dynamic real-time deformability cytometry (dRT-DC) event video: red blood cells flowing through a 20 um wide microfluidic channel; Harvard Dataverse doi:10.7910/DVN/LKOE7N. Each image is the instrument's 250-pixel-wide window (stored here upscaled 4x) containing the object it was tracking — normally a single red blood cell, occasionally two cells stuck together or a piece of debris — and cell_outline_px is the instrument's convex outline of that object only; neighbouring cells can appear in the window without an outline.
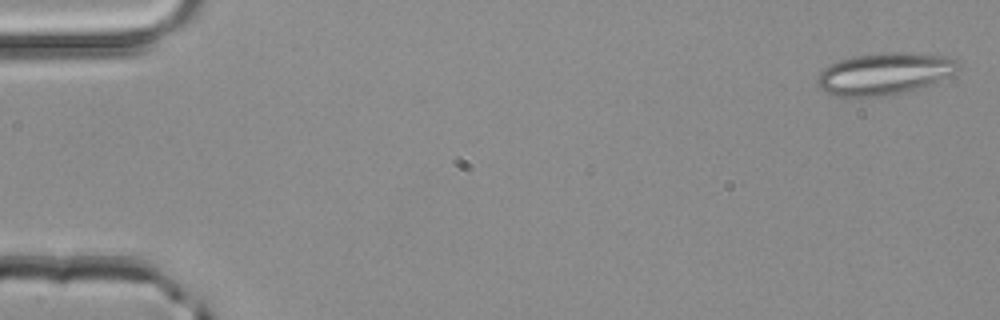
{"species": "common noctule bat (a hibernating species)", "species_latin": "Nyctalus noctula", "temperature_condition": "room temperature", "stored_images_in_passage": 52, "camera_frame_rate_fps": 3000, "um_per_image_px": 0.085, "animal": {"sex": "male", "body_mass_g": 20.4}, "frame": {"image": 1, "passage_image": 2, "time_ms": 0.333, "image_size_px": [1000, 320], "cell_outline_px": [[960, 68], [956, 72], [948, 76], [928, 84], [904, 92], [884, 96], [836, 96], [820, 88], [816, 84], [816, 76], [824, 68], [840, 60], [856, 56], [884, 52], [908, 52], [940, 56], [956, 60], [960, 64]], "centroid_in_image_um": [75.15, 6.26], "position_along_channel_um": 9.9, "area_um2": 33.93}}
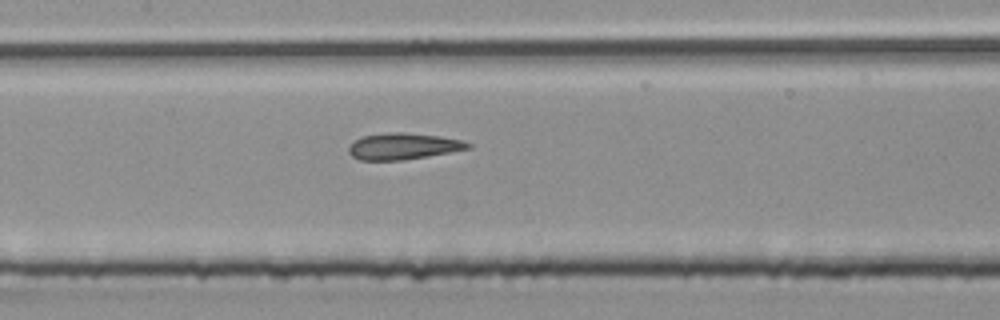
{"frame": {"image": 2, "passage_image": 25, "time_ms": 8.0, "image_size_px": [1000, 320], "cell_outline_px": [[472, 148], [428, 156], [404, 160], [360, 160], [352, 156], [348, 152], [348, 148], [360, 136], [388, 132], [404, 132], [440, 136], [464, 140], [472, 144]], "centroid_in_image_um": [34.3, 12.42], "position_along_channel_um": 173.1, "area_um2": 18.5}}
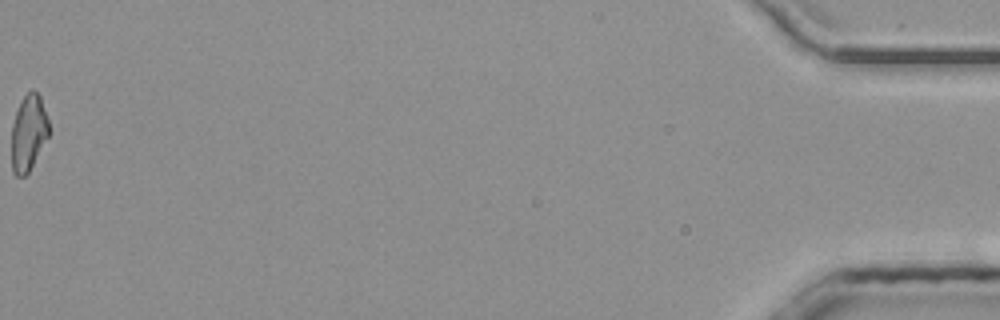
{"frame": {"image": 3, "passage_image": 52, "time_ms": 17.0, "image_size_px": [1000, 320], "cell_outline_px": [[48, 136], [28, 172], [24, 176], [16, 176], [12, 172], [12, 124], [20, 100], [32, 88], [40, 96], [48, 120]], "centroid_in_image_um": [2.4, 11.27], "position_along_channel_um": 432.8, "area_um2": 16.3}, "authors_computed_cell_mechanics": {"area_um2": 18.4382, "velocity_mm_per_s": 4.0791, "shape_relaxation_time_tau1_ms": null, "shape_relaxation_time_tau2_ms": 2.1031, "deformation_change_tau1": null, "deformation_change_tau2": 0.1399}}